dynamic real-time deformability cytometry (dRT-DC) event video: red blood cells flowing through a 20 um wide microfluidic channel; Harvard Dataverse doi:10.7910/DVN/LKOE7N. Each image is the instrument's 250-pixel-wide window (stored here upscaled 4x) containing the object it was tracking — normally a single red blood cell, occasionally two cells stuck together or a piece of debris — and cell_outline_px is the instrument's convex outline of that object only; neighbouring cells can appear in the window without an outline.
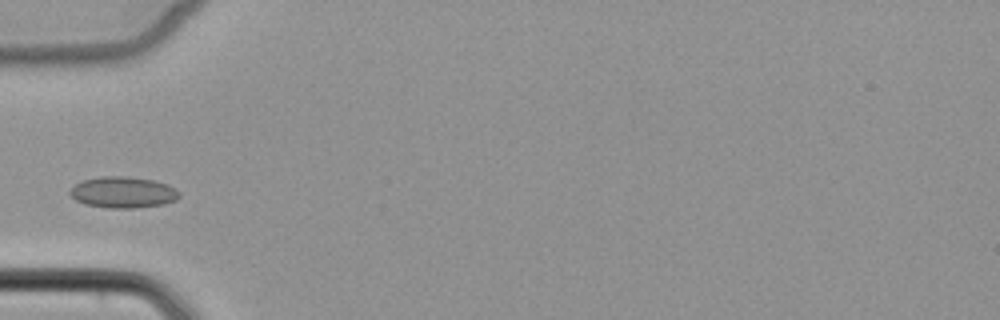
{"species": "common noctule bat (a hibernating species)", "species_latin": "Nyctalus noctula", "temperature_condition": "cold", "stored_images_in_passage": 5, "camera_frame_rate_fps": 3000, "um_per_image_px": 0.085, "animal": {"sex": "female", "body_mass_g": 22.7, "forearm_length_mm": 54.2}, "frame": {"image": 1, "passage_image": 4, "time_ms": 3.667, "image_size_px": [1000, 320], "cell_outline_px": [[180, 196], [176, 200], [164, 204], [132, 208], [108, 208], [84, 204], [76, 200], [68, 192], [80, 180], [100, 176], [128, 176], [152, 180], [168, 184], [180, 192]], "centroid_in_image_um": [10.45, 16.34], "position_along_channel_um": 74.5, "area_um2": 20.0}}
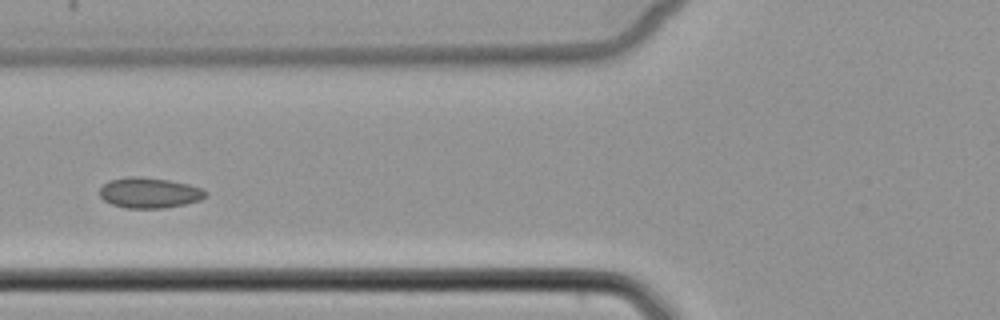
{"frame": {"image": 2, "passage_image": 5, "time_ms": 4.667, "image_size_px": [1000, 320], "cell_outline_px": [[208, 196], [200, 200], [184, 204], [164, 208], [124, 208], [112, 204], [104, 200], [100, 196], [100, 188], [108, 180], [128, 176], [136, 176], [168, 180], [188, 184], [200, 188], [208, 192]], "centroid_in_image_um": [12.69, 16.39], "position_along_channel_um": 113.1, "area_um2": 18.84}}